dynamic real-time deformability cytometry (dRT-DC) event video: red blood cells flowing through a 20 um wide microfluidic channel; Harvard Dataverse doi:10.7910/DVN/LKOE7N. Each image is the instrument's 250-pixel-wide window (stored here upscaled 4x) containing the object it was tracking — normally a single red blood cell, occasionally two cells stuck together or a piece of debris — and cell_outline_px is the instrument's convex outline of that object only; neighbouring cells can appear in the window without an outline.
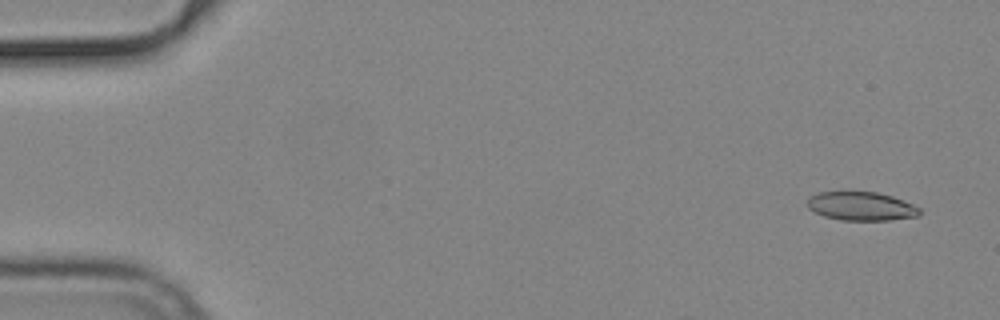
{"species": "common noctule bat (a hibernating species)", "species_latin": "Nyctalus noctula", "temperature_condition": "cold", "stored_images_in_passage": 13, "camera_frame_rate_fps": 3000, "um_per_image_px": 0.085, "animal": {"sex": "male", "body_mass_g": 19.2, "forearm_length_mm": 51.8}, "frame": {"image": 1, "passage_image": 1, "time_ms": 0.0, "image_size_px": [1000, 320], "cell_outline_px": [[904, 216], [872, 220], [864, 220], [832, 216], [832, 192], [864, 192], [884, 196], [896, 200], [904, 204]], "centroid_in_image_um": [73.55, 17.53], "position_along_channel_um": 11.4, "area_um2": 12.25}}
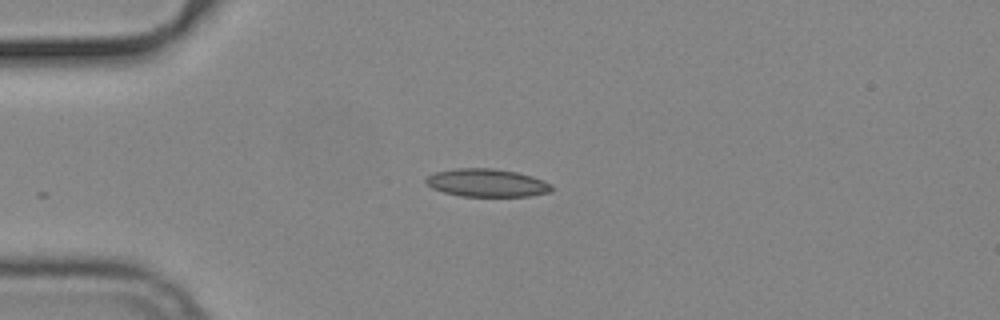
{"frame": {"image": 2, "passage_image": 12, "time_ms": 3.667, "image_size_px": [1000, 320], "cell_outline_px": [[548, 188], [540, 192], [516, 196], [476, 196], [452, 192], [440, 188], [460, 172], [504, 172], [524, 176], [536, 180]], "centroid_in_image_um": [41.9, 15.68], "position_along_channel_um": 43.1, "area_um2": 14.16}}